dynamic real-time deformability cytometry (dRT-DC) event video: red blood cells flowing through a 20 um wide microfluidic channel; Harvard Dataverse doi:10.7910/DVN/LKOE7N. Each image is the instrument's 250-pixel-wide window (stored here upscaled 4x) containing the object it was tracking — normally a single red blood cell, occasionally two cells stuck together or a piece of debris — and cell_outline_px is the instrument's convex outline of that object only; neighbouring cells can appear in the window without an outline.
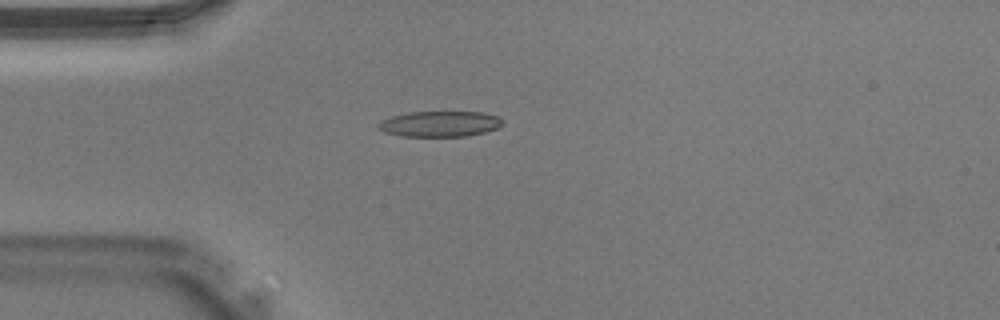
{"species": "Egyptian fruit bat (a non-hibernating species)", "species_latin": "Rousettus aegyptiacus", "temperature_condition": "warm", "stored_images_in_passage": 31, "camera_frame_rate_fps": 3000, "um_per_image_px": 0.085, "animal": {"sex": "male"}, "frame": {"image": 1, "passage_image": 1, "time_ms": 0.0, "image_size_px": [1000, 320], "cell_outline_px": [[504, 124], [496, 128], [484, 132], [468, 136], [400, 136], [384, 132], [376, 124], [380, 120], [392, 116], [408, 112], [484, 112], [500, 116], [504, 120]], "centroid_in_image_um": [37.41, 10.52], "position_along_channel_um": 47.6, "area_um2": 18.73}}
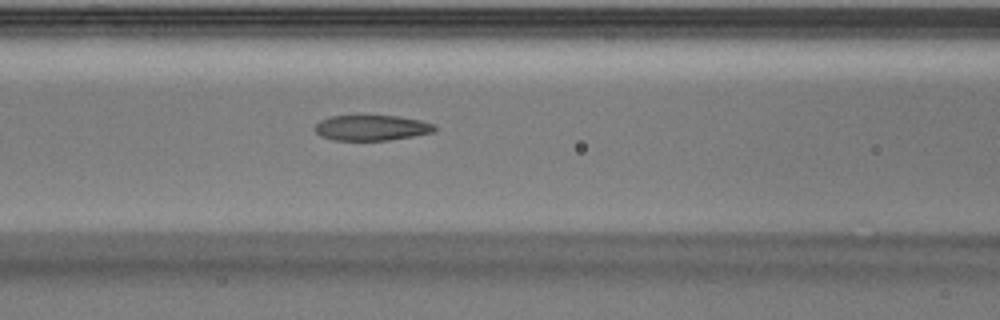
{"frame": {"image": 2, "passage_image": 7, "time_ms": 2.0, "image_size_px": [1000, 320], "cell_outline_px": [[436, 132], [388, 140], [332, 140], [320, 136], [316, 132], [316, 124], [320, 120], [328, 116], [396, 116], [420, 120], [436, 124]], "centroid_in_image_um": [31.6, 10.86], "position_along_channel_um": 135.0, "area_um2": 17.74}}
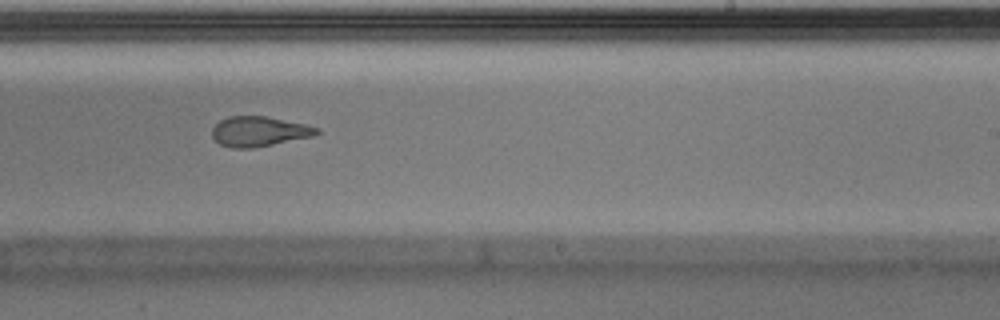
{"frame": {"image": 3, "passage_image": 15, "time_ms": 4.667, "image_size_px": [1000, 320], "cell_outline_px": [[320, 132], [316, 136], [252, 148], [232, 148], [220, 144], [212, 136], [212, 128], [220, 120], [228, 116], [264, 116], [304, 124], [320, 128]], "centroid_in_image_um": [22.03, 11.17], "position_along_channel_um": 267.0, "area_um2": 18.26}}